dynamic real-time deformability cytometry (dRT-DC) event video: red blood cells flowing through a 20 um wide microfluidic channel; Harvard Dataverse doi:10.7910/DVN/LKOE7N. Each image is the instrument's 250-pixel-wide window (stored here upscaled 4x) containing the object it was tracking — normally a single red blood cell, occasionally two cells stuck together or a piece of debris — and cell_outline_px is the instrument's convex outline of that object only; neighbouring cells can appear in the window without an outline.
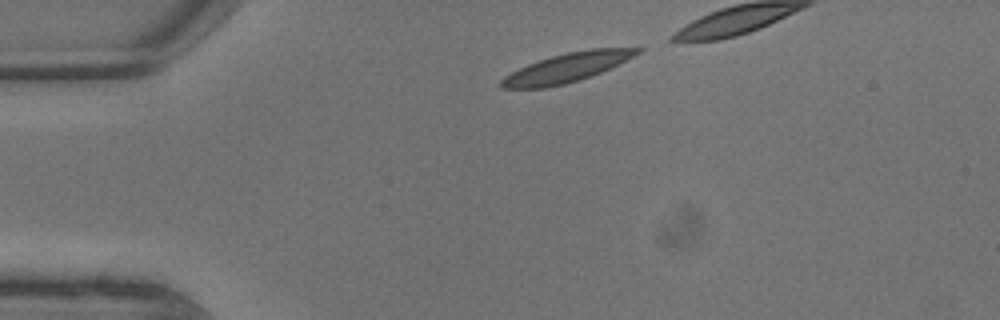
{"species": "common noctule bat (a hibernating species)", "species_latin": "Nyctalus noctula", "temperature_condition": "warm", "stored_images_in_passage": 5, "camera_frame_rate_fps": 3000, "um_per_image_px": 0.085, "animal": {"sex": "male", "body_mass_g": 13.3}, "frame": {"image": 1, "passage_image": 1, "time_ms": 0.0, "image_size_px": [1000, 320], "cell_outline_px": [[644, 48], [640, 52], [600, 72], [580, 80], [564, 84], [544, 88], [500, 88], [496, 84], [504, 76], [528, 64], [552, 56], [568, 52], [592, 48]], "centroid_in_image_um": [48.1, 5.77], "position_along_channel_um": 36.9, "area_um2": 22.6}}
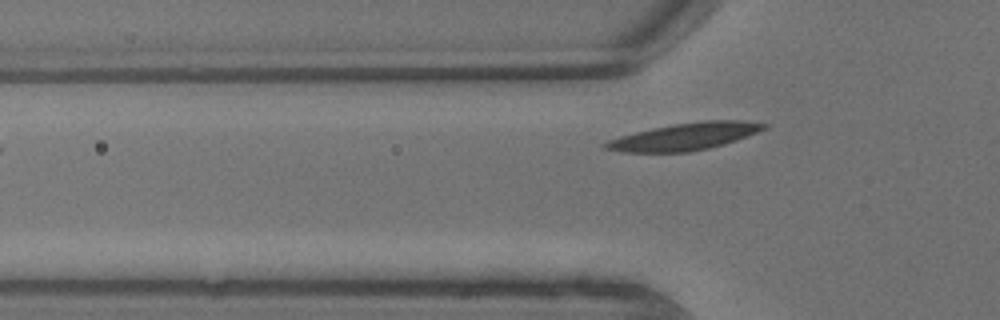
{"frame": {"image": 2, "passage_image": 5, "time_ms": 1.333, "image_size_px": [1000, 320], "cell_outline_px": [[768, 128], [736, 140], [724, 144], [708, 148], [688, 152], [620, 152], [600, 148], [600, 144], [608, 140], [620, 136], [652, 128], [672, 124], [704, 120], [740, 120], [768, 124]], "centroid_in_image_um": [58.15, 11.61], "position_along_channel_um": 67.6, "area_um2": 25.2}}